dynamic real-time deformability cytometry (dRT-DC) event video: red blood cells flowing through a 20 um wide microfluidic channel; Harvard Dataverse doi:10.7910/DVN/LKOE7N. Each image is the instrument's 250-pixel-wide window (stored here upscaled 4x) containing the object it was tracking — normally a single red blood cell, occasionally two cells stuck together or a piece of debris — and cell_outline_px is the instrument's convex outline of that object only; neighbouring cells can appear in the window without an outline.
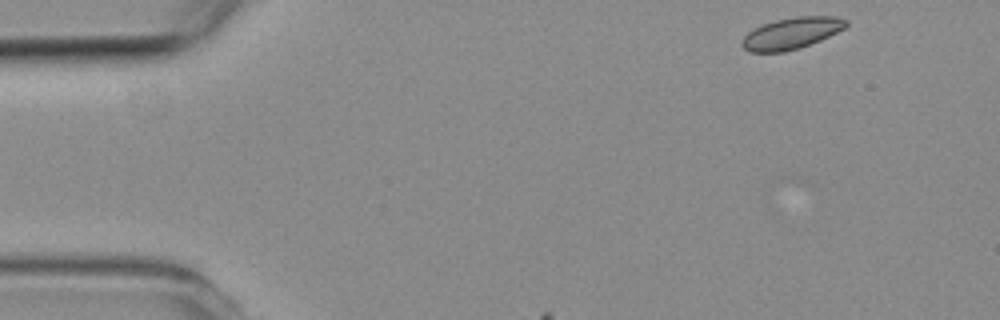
{"species": "common noctule bat (a hibernating species)", "species_latin": "Nyctalus noctula", "temperature_condition": "room temperature", "stored_images_in_passage": 3, "camera_frame_rate_fps": 3000, "um_per_image_px": 0.085, "animal": {"sex": "female", "body_mass_g": 19.3, "forearm_length_mm": 54.1}, "frame": {"image": 1, "passage_image": 1, "time_ms": 0.0, "image_size_px": [1000, 320], "cell_outline_px": [[848, 24], [844, 28], [820, 40], [784, 52], [748, 52], [740, 44], [744, 36], [748, 32], [764, 24], [776, 20], [796, 16], [836, 16], [848, 20]], "centroid_in_image_um": [67.27, 2.82], "position_along_channel_um": 17.7, "area_um2": 18.84}}